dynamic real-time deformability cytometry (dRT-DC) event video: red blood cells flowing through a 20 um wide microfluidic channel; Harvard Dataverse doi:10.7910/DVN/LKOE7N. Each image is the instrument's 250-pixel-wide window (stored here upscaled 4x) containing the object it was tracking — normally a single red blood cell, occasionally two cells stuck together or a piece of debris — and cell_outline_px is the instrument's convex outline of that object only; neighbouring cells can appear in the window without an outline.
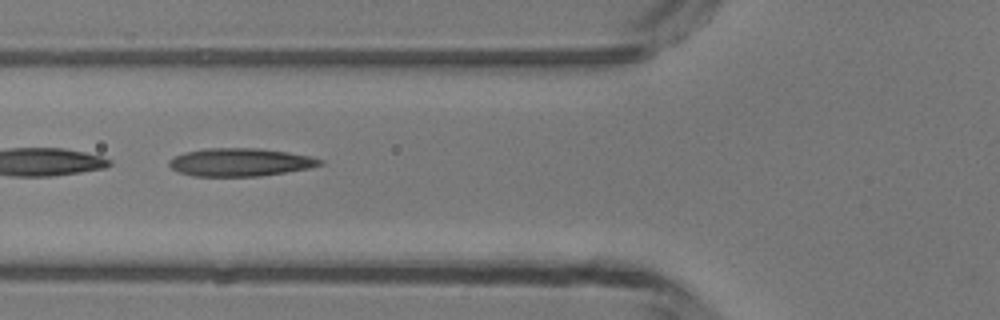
{"species": "common noctule bat (a hibernating species)", "species_latin": "Nyctalus noctula", "temperature_condition": "room temperature", "stored_images_in_passage": 47, "camera_frame_rate_fps": 3000, "um_per_image_px": 0.085, "animal": {"sex": "male", "body_mass_g": 13.3}, "frame": {"image": 1, "passage_image": 18, "time_ms": 5.667, "image_size_px": [1000, 320], "cell_outline_px": [[324, 164], [308, 168], [260, 176], [192, 176], [180, 172], [172, 168], [168, 164], [168, 160], [184, 152], [204, 148], [260, 148], [288, 152], [312, 156], [324, 160]], "centroid_in_image_um": [20.43, 13.78], "position_along_channel_um": 105.4, "area_um2": 24.68}}
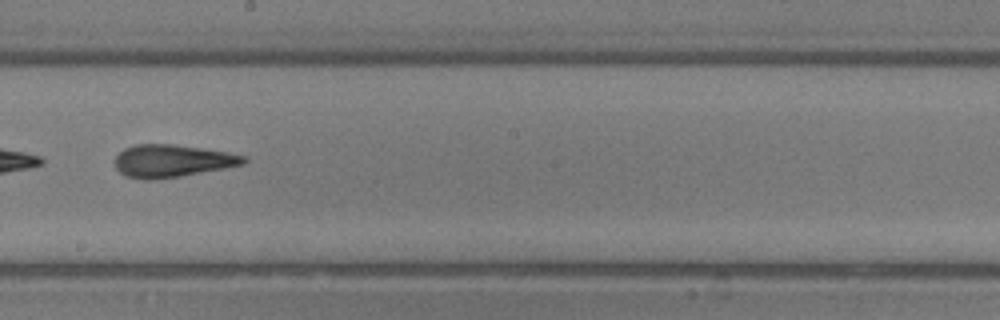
{"frame": {"image": 2, "passage_image": 27, "time_ms": 8.667, "image_size_px": [1000, 320], "cell_outline_px": [[248, 160], [244, 164], [224, 168], [180, 176], [152, 180], [144, 180], [124, 176], [116, 168], [116, 156], [124, 148], [136, 144], [172, 144], [228, 152], [248, 156]], "centroid_in_image_um": [14.64, 13.68], "position_along_channel_um": 233.6, "area_um2": 24.39}}
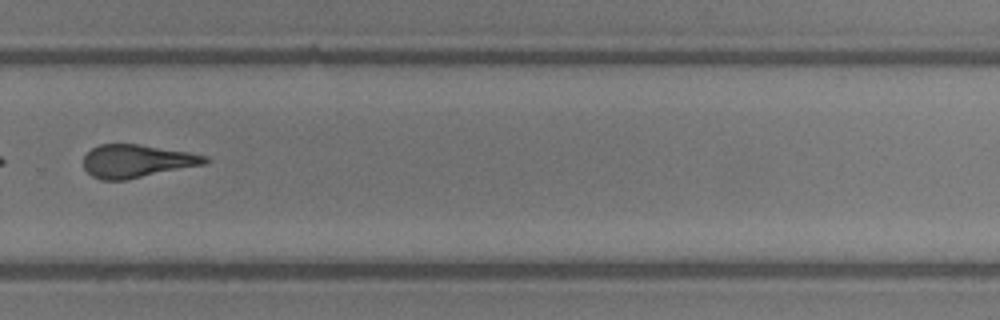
{"frame": {"image": 3, "passage_image": 33, "time_ms": 10.667, "image_size_px": [1000, 320], "cell_outline_px": [[208, 160], [204, 164], [124, 180], [100, 180], [92, 176], [84, 168], [84, 156], [92, 148], [100, 144], [136, 144], [188, 152], [208, 156]], "centroid_in_image_um": [11.59, 13.69], "position_along_channel_um": 318.2, "area_um2": 23.0}, "authors_computed_cell_mechanics": {"area_um2": 24.5072, "velocity_mm_per_s": 4.2603, "shape_relaxation_time_tau1_ms": 7.9054, "shape_relaxation_time_tau2_ms": 2.8795, "deformation_change_tau1": 0.2337, "deformation_change_tau2": 0.1586}}